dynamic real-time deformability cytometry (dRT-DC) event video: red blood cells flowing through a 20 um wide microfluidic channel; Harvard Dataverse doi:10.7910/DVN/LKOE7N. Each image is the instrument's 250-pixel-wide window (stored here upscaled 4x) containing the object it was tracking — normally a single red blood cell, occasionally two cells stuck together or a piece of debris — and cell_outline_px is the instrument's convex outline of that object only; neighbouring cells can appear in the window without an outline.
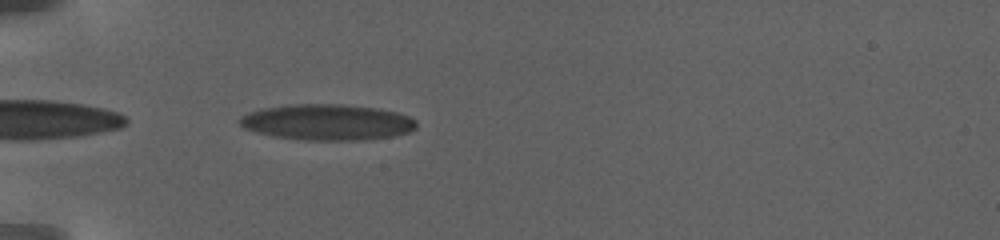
{"species": "human", "species_latin": "Homo sapiens", "temperature_condition": "warm", "stored_images_in_passage": 36, "camera_frame_rate_fps": 3000, "um_per_image_px": 0.085, "donor": {"sex": "female"}, "frame": {"image": 1, "passage_image": 2, "time_ms": 0.333, "image_size_px": [1000, 240], "cell_outline_px": [[416, 128], [408, 132], [392, 136], [364, 140], [308, 140], [272, 136], [256, 132], [244, 128], [240, 124], [240, 116], [248, 112], [264, 108], [288, 104], [344, 104], [376, 108], [396, 112], [408, 116], [416, 120]], "centroid_in_image_um": [27.8, 10.38], "position_along_channel_um": 57.2, "area_um2": 36.99}}
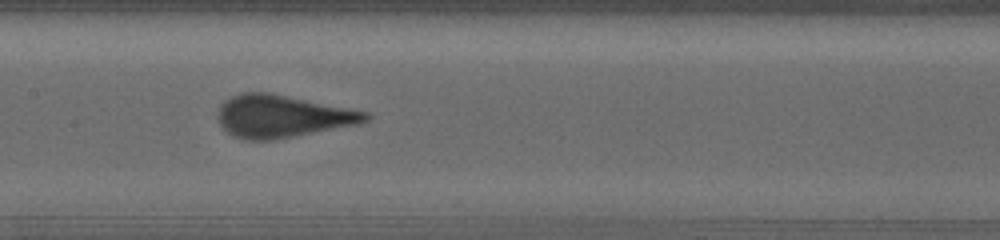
{"frame": {"image": 2, "passage_image": 14, "time_ms": 5.333, "image_size_px": [1000, 240], "cell_outline_px": [[372, 116], [368, 120], [360, 124], [276, 140], [244, 140], [228, 132], [220, 124], [220, 104], [224, 100], [240, 92], [268, 92], [368, 112]], "centroid_in_image_um": [24.02, 9.89], "position_along_channel_um": 183.4, "area_um2": 36.41}}
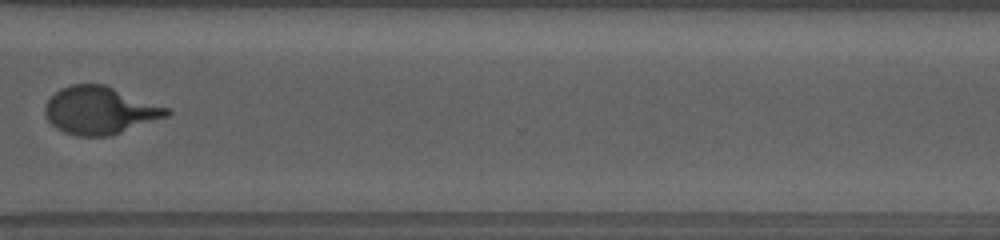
{"frame": {"image": 3, "passage_image": 26, "time_ms": 11.667, "image_size_px": [1000, 240], "cell_outline_px": [[172, 112], [168, 116], [108, 136], [76, 136], [64, 132], [56, 128], [48, 120], [44, 112], [44, 104], [60, 88], [72, 84], [104, 84], [172, 108]], "centroid_in_image_um": [8.5, 9.37], "position_along_channel_um": 362.1, "area_um2": 33.87}, "authors_computed_cell_mechanics": {"area_um2": 35.547, "velocity_mm_per_s": 2.8243, "shape_relaxation_time_tau1_ms": 4.8439, "shape_relaxation_time_tau2_ms": null, "deformation_change_tau1": 0.1954, "deformation_change_tau2": null}}